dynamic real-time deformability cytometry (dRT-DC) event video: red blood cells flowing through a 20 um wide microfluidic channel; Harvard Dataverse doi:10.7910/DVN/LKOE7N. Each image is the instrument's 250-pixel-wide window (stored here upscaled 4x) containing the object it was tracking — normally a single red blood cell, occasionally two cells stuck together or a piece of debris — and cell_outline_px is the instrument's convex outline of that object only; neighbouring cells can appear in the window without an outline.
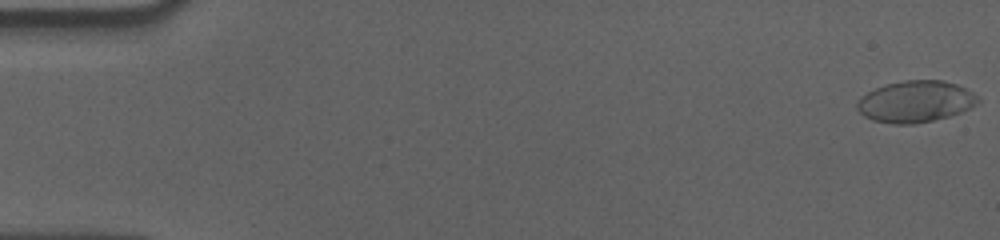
{"species": "human", "species_latin": "Homo sapiens", "temperature_condition": "cold", "stored_images_in_passage": 58, "camera_frame_rate_fps": 3000, "um_per_image_px": 0.085, "donor": {"sex": "male"}, "frame": {"image": 1, "passage_image": 1, "time_ms": 0.0, "image_size_px": [1000, 240], "cell_outline_px": [[980, 100], [976, 104], [960, 112], [948, 116], [932, 120], [912, 124], [892, 124], [872, 120], [864, 116], [856, 108], [856, 104], [868, 92], [876, 88], [888, 84], [904, 80], [944, 80], [956, 84], [972, 92]], "centroid_in_image_um": [77.81, 8.63], "position_along_channel_um": 7.2, "area_um2": 28.84}}
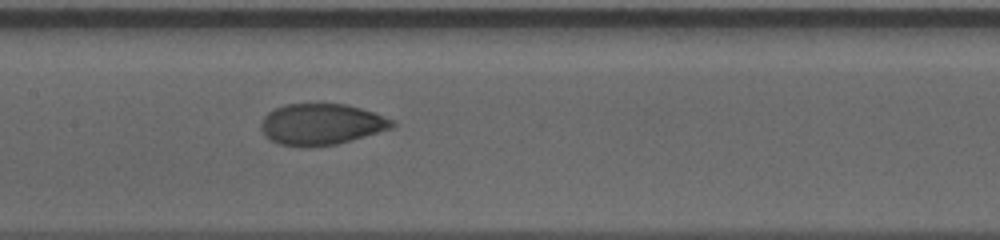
{"frame": {"image": 2, "passage_image": 29, "time_ms": 9.333, "image_size_px": [1000, 240], "cell_outline_px": [[396, 124], [392, 128], [336, 144], [304, 148], [300, 148], [280, 144], [264, 136], [260, 128], [260, 124], [264, 116], [268, 112], [284, 104], [348, 104], [376, 112], [396, 120]], "centroid_in_image_um": [27.32, 10.56], "position_along_channel_um": 180.1, "area_um2": 31.85}}
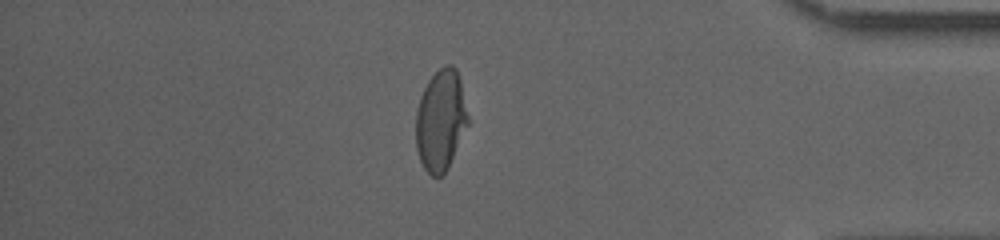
{"frame": {"image": 3, "passage_image": 50, "time_ms": 16.333, "image_size_px": [1000, 240], "cell_outline_px": [[468, 124], [448, 168], [444, 176], [432, 176], [424, 168], [420, 160], [416, 148], [416, 108], [420, 96], [428, 80], [444, 64], [452, 64], [456, 68], [460, 80], [468, 116]], "centroid_in_image_um": [37.45, 10.22], "position_along_channel_um": 397.8, "area_um2": 30.69}}